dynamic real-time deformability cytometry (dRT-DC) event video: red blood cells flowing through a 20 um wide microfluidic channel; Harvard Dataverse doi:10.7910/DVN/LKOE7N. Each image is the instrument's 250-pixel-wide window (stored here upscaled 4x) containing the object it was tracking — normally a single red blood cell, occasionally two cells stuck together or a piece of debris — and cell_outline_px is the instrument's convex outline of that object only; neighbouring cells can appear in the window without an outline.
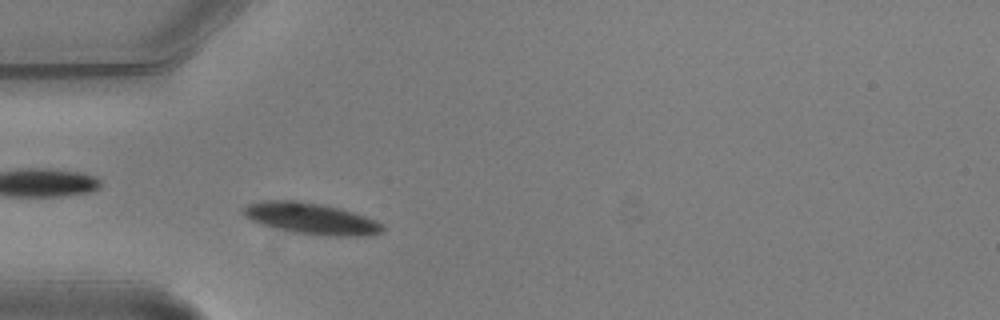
{"species": "common noctule bat (a hibernating species)", "species_latin": "Nyctalus noctula", "temperature_condition": "warm", "stored_images_in_passage": 3, "camera_frame_rate_fps": 3000, "um_per_image_px": 0.085, "animal": {"sex": "male", "body_mass_g": 20.5, "forearm_length_mm": 52.5}, "frame": {"image": 1, "passage_image": 3, "time_ms": 0.667, "image_size_px": [1000, 320], "cell_outline_px": [[384, 232], [372, 236], [328, 236], [292, 232], [260, 224], [244, 216], [240, 212], [240, 208], [248, 204], [264, 200], [296, 200], [320, 204], [340, 208], [376, 220], [384, 224]], "centroid_in_image_um": [26.45, 18.58], "position_along_channel_um": 58.6, "area_um2": 25.72}}